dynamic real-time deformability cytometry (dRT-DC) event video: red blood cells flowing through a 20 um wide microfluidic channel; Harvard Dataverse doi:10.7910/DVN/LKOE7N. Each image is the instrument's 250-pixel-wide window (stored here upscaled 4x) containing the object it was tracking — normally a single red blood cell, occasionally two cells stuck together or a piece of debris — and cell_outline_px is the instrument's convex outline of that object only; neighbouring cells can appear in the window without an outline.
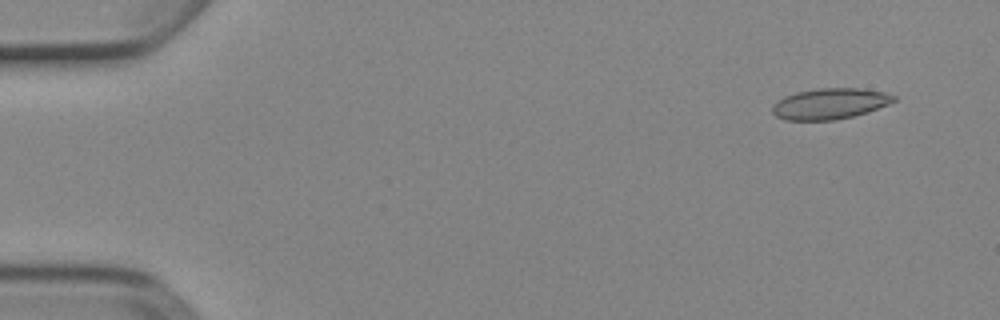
{"species": "Egyptian fruit bat (a non-hibernating species)", "species_latin": "Rousettus aegyptiacus", "temperature_condition": "cold", "stored_images_in_passage": 5, "camera_frame_rate_fps": 3000, "um_per_image_px": 0.085, "animal": {"sex": "female"}, "frame": {"image": 1, "passage_image": 2, "time_ms": 0.333, "image_size_px": [1000, 320], "cell_outline_px": [[896, 100], [888, 104], [868, 112], [836, 120], [784, 120], [776, 116], [772, 112], [772, 104], [776, 100], [784, 96], [796, 92], [816, 88], [864, 88], [884, 92], [896, 96]], "centroid_in_image_um": [70.51, 8.81], "position_along_channel_um": 14.5, "area_um2": 22.08}}